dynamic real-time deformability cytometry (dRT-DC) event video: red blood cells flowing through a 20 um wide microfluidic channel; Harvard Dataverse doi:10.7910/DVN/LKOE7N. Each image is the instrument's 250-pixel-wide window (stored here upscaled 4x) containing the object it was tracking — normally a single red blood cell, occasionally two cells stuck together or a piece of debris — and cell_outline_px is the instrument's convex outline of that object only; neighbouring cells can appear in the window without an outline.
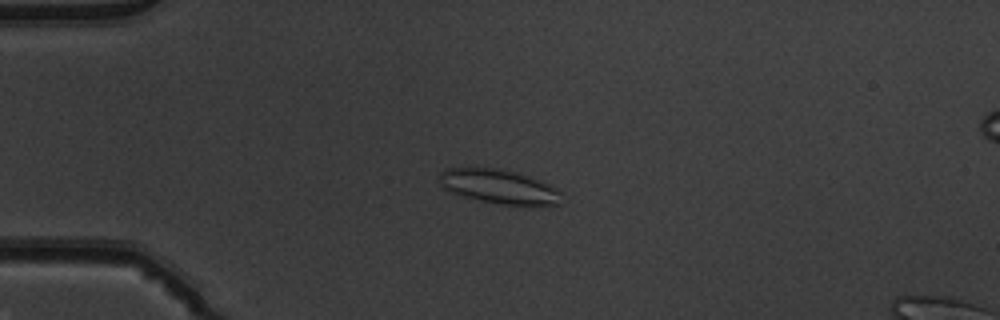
{"species": "common noctule bat (a hibernating species)", "species_latin": "Nyctalus noctula", "temperature_condition": "warm", "stored_images_in_passage": 52, "camera_frame_rate_fps": 3000, "um_per_image_px": 0.085, "animal": {"sex": "male", "body_mass_g": 19.5, "forearm_length_mm": 54.6}, "frame": {"image": 1, "passage_image": 14, "time_ms": 4.333, "image_size_px": [1000, 320], "cell_outline_px": [[560, 204], [532, 208], [500, 204], [480, 200], [464, 196], [452, 192], [444, 188], [440, 184], [440, 172], [448, 168], [500, 168], [532, 176], [552, 184], [560, 192]], "centroid_in_image_um": [42.52, 15.89], "position_along_channel_um": 42.5, "area_um2": 24.97}}
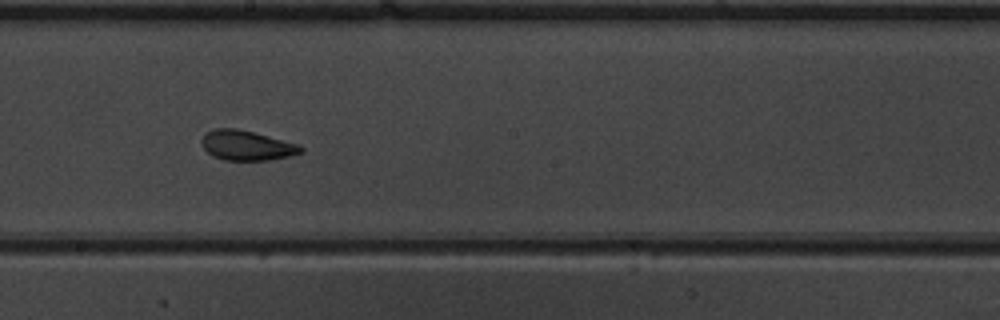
{"frame": {"image": 2, "passage_image": 30, "time_ms": 9.667, "image_size_px": [1000, 320], "cell_outline_px": [[304, 152], [288, 156], [268, 160], [224, 160], [212, 156], [204, 148], [200, 140], [204, 132], [216, 128], [236, 128], [300, 144], [304, 148]], "centroid_in_image_um": [20.95, 12.36], "position_along_channel_um": 227.2, "area_um2": 17.34}}
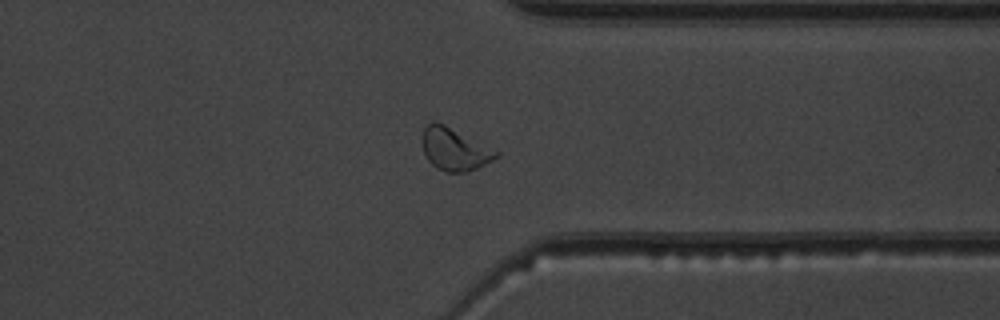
{"frame": {"image": 3, "passage_image": 41, "time_ms": 13.333, "image_size_px": [1000, 320], "cell_outline_px": [[500, 156], [476, 168], [464, 172], [444, 172], [436, 168], [428, 160], [424, 152], [424, 128], [432, 120], [436, 120], [500, 152]], "centroid_in_image_um": [38.64, 12.68], "position_along_channel_um": 372.8, "area_um2": 17.98}, "authors_computed_cell_mechanics": {"area_um2": 19.0162, "velocity_mm_per_s": 4.0084, "shape_relaxation_time_tau1_ms": 8.508, "shape_relaxation_time_tau2_ms": 1.4092, "deformation_change_tau1": 0.2237, "deformation_change_tau2": 0.0764}}